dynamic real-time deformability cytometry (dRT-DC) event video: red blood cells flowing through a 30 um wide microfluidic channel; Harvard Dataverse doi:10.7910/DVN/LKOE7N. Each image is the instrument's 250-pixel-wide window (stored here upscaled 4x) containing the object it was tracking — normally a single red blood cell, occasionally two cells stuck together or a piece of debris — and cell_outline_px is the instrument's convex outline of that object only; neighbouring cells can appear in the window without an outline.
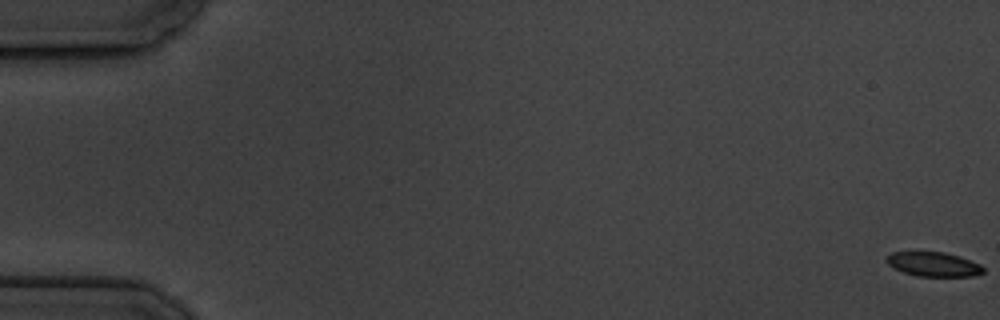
{"species": "common noctule bat (a hibernating species)", "species_latin": "Nyctalus noctula", "temperature_condition": "cold", "stored_images_in_passage": 6, "camera_frame_rate_fps": 3000, "um_per_image_px": 0.085, "animal": {"sex": "male", "body_mass_g": 19.5, "forearm_length_mm": 54.6}, "frame": {"image": 1, "passage_image": 1, "time_ms": 0.0, "image_size_px": [1000, 320], "cell_outline_px": [[984, 272], [972, 276], [916, 276], [904, 272], [888, 264], [884, 260], [884, 256], [892, 252], [916, 248], [944, 252], [960, 256], [980, 264], [984, 268]], "centroid_in_image_um": [79.26, 22.39], "position_along_channel_um": 5.7, "area_um2": 14.51}}
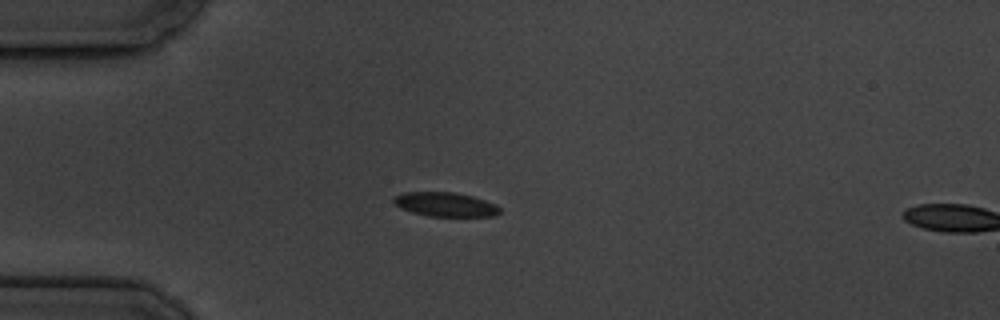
{"frame": {"image": 2, "passage_image": 5, "time_ms": 5.333, "image_size_px": [1000, 320], "cell_outline_px": [[500, 212], [492, 216], [428, 216], [412, 212], [400, 208], [392, 200], [392, 196], [404, 192], [452, 192], [472, 196], [496, 204], [500, 208]], "centroid_in_image_um": [37.82, 17.37], "position_along_channel_um": 47.2, "area_um2": 14.91}}